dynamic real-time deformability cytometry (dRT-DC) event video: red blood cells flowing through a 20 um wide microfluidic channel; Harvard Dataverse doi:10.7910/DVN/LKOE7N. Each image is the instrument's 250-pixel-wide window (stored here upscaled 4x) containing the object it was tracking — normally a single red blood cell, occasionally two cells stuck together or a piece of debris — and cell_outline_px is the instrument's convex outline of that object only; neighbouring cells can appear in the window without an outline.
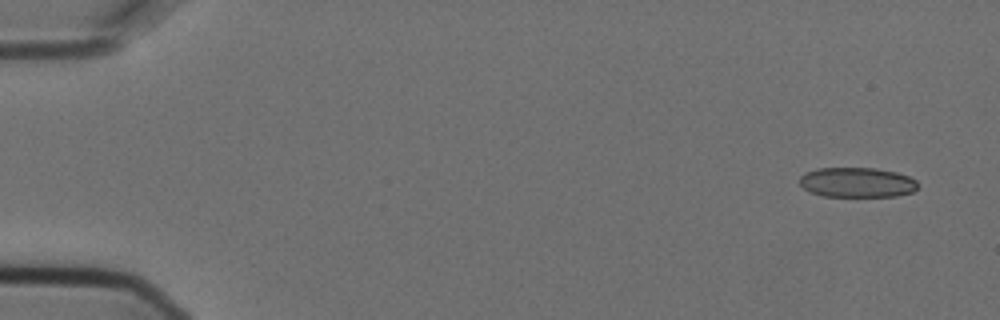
{"species": "Egyptian fruit bat (a non-hibernating species)", "species_latin": "Rousettus aegyptiacus", "temperature_condition": "cold", "stored_images_in_passage": 4, "camera_frame_rate_fps": 3000, "um_per_image_px": 0.085, "animal": {"sex": "female"}, "frame": {"image": 1, "passage_image": 1, "time_ms": 0.0, "image_size_px": [1000, 320], "cell_outline_px": [[916, 188], [912, 192], [896, 196], [824, 196], [812, 192], [804, 188], [800, 184], [800, 176], [804, 172], [816, 168], [876, 168], [896, 172], [908, 176], [916, 180]], "centroid_in_image_um": [72.83, 15.49], "position_along_channel_um": 12.2, "area_um2": 20.52}}
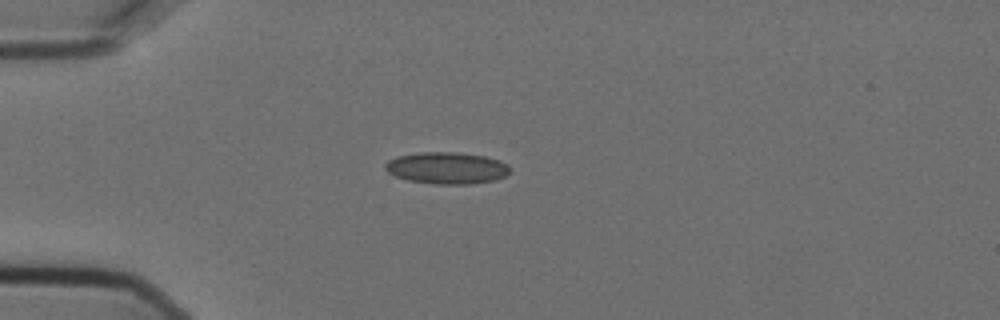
{"frame": {"image": 2, "passage_image": 4, "time_ms": 1.0, "image_size_px": [1000, 320], "cell_outline_px": [[508, 172], [504, 176], [496, 180], [472, 184], [436, 184], [408, 180], [396, 176], [388, 172], [384, 168], [384, 164], [388, 160], [396, 156], [420, 152], [456, 152], [484, 156], [500, 160], [508, 164]], "centroid_in_image_um": [37.96, 14.27], "position_along_channel_um": 47.0, "area_um2": 23.12}}